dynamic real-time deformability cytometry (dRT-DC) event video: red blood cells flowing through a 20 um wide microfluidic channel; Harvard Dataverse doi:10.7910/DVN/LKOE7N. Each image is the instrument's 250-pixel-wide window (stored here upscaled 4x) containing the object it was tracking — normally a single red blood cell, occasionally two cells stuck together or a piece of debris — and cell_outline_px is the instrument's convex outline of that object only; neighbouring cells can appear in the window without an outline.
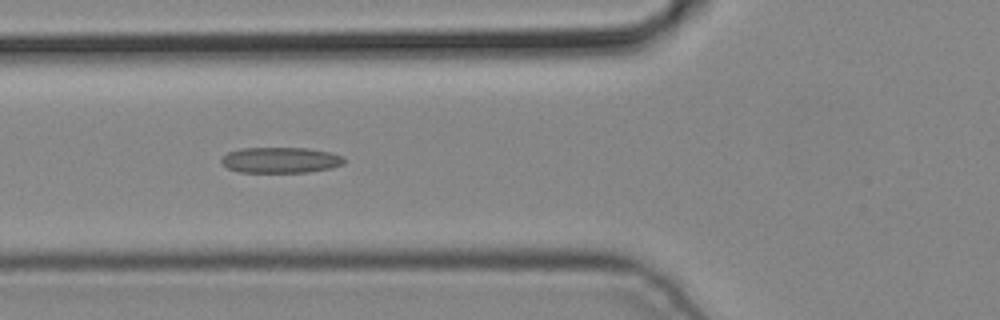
{"species": "common noctule bat (a hibernating species)", "species_latin": "Nyctalus noctula", "temperature_condition": "cold", "stored_images_in_passage": 3, "camera_frame_rate_fps": 3000, "um_per_image_px": 0.085, "animal": {"sex": "male", "body_mass_g": 19.2, "forearm_length_mm": 51.8}, "frame": {"image": 1, "passage_image": 3, "time_ms": 0.667, "image_size_px": [1000, 320], "cell_outline_px": [[344, 164], [332, 168], [308, 172], [240, 172], [228, 168], [220, 160], [228, 152], [240, 148], [308, 148], [328, 152], [344, 156]], "centroid_in_image_um": [23.87, 13.6], "position_along_channel_um": 101.9, "area_um2": 18.38}}